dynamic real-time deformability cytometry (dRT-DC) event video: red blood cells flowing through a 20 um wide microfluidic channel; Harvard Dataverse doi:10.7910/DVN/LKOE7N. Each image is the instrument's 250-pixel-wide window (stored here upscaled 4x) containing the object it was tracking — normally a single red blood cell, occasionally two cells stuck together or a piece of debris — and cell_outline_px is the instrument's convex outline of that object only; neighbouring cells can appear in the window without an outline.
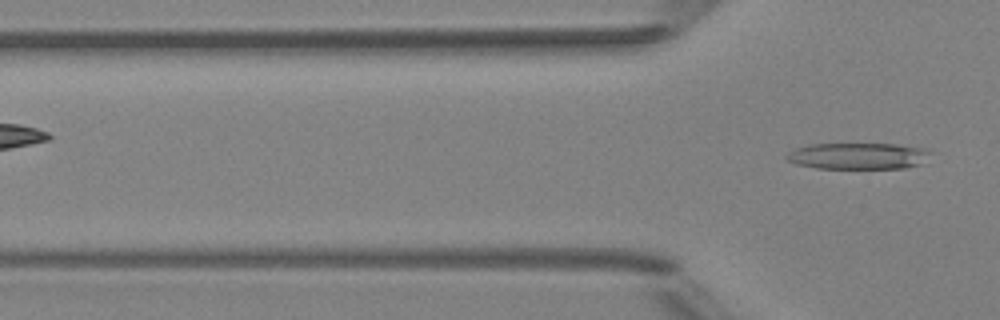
{"species": "Egyptian fruit bat (a non-hibernating species)", "species_latin": "Rousettus aegyptiacus", "temperature_condition": "room temperature", "stored_images_in_passage": 5, "camera_frame_rate_fps": 3000, "um_per_image_px": 0.085, "animal": {"sex": "female"}, "frame": {"image": 1, "passage_image": 5, "time_ms": 5.667, "image_size_px": [1000, 320], "cell_outline_px": [[932, 152], [920, 164], [908, 168], [816, 168], [796, 164], [784, 160], [784, 156], [788, 152], [796, 148], [808, 144], [900, 144], [924, 148]], "centroid_in_image_um": [72.9, 13.25], "position_along_channel_um": 52.9, "area_um2": 22.31}}